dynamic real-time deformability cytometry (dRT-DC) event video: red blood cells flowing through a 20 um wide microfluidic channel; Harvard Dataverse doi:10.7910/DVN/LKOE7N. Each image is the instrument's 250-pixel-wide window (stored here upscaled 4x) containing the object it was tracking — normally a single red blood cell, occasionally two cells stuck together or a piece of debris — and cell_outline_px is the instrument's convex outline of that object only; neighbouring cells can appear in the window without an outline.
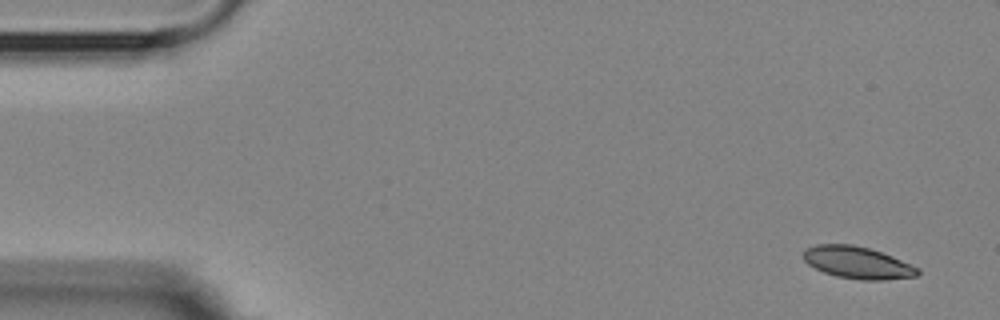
{"species": "Egyptian fruit bat (a non-hibernating species)", "species_latin": "Rousettus aegyptiacus", "temperature_condition": "room temperature", "stored_images_in_passage": 7, "segment_of_instrument_passage": [2, 2], "camera_frame_rate_fps": 3000, "um_per_image_px": 0.085, "animal": {"sex": "female"}, "frame": {"image": 1, "passage_image": 7, "time_ms": 7.667, "image_size_px": [1000, 320], "cell_outline_px": [[920, 276], [884, 280], [860, 280], [836, 276], [824, 272], [808, 264], [804, 260], [804, 248], [816, 244], [852, 244], [868, 248], [892, 256], [920, 268]], "centroid_in_image_um": [72.91, 22.33], "position_along_channel_um": 12.1, "area_um2": 21.44}}